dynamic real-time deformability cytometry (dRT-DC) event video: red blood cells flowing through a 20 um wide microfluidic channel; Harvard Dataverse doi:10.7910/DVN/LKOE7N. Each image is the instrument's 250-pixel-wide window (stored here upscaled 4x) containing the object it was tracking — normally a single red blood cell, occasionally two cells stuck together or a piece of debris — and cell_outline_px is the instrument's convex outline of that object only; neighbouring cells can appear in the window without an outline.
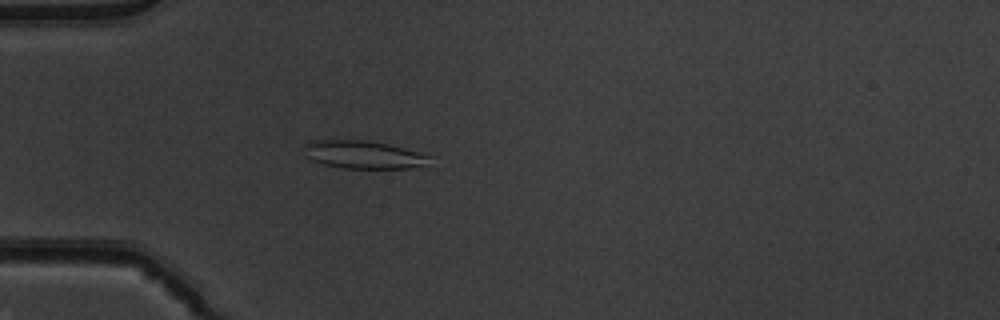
{"species": "common noctule bat (a hibernating species)", "species_latin": "Nyctalus noctula", "temperature_condition": "warm", "stored_images_in_passage": 52, "camera_frame_rate_fps": 3000, "um_per_image_px": 0.085, "animal": {"sex": "male", "body_mass_g": 19.5, "forearm_length_mm": 54.6}, "frame": {"image": 1, "passage_image": 16, "time_ms": 5.0, "image_size_px": [1000, 320], "cell_outline_px": [[436, 156], [424, 164], [412, 168], [344, 168], [324, 164], [312, 160], [304, 156], [304, 144], [308, 140], [364, 140], [388, 144]], "centroid_in_image_um": [30.88, 13.13], "position_along_channel_um": 54.1, "area_um2": 20.58}}
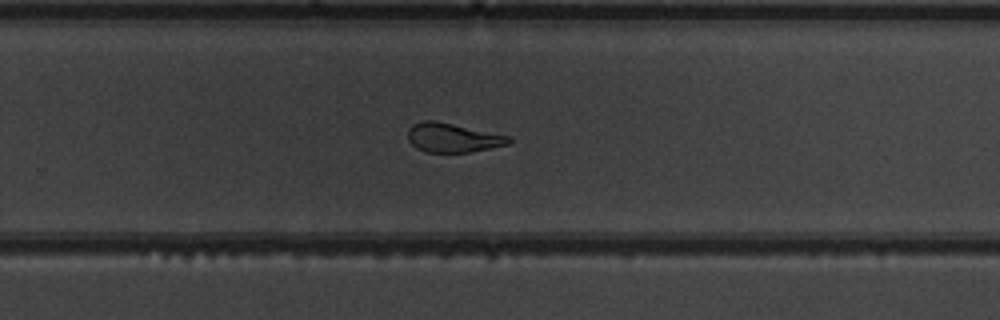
{"frame": {"image": 2, "passage_image": 35, "time_ms": 11.333, "image_size_px": [1000, 320], "cell_outline_px": [[512, 140], [508, 144], [472, 152], [428, 152], [416, 148], [408, 140], [408, 128], [412, 124], [424, 120], [436, 120], [512, 136]], "centroid_in_image_um": [38.5, 11.69], "position_along_channel_um": 291.3, "area_um2": 17.34}}
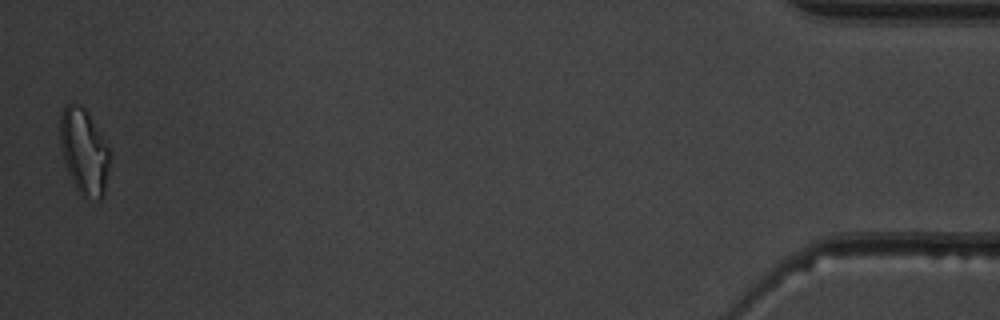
{"frame": {"image": 3, "passage_image": 52, "time_ms": 17.0, "image_size_px": [1000, 320], "cell_outline_px": [[112, 156], [104, 196], [100, 200], [96, 200], [84, 196], [76, 188], [64, 164], [60, 144], [60, 116], [64, 108], [68, 104], [80, 104], [84, 108], [108, 144]], "centroid_in_image_um": [7.18, 12.91], "position_along_channel_um": 428.0, "area_um2": 25.09}, "authors_computed_cell_mechanics": {"area_um2": 20.0277, "velocity_mm_per_s": 3.916, "shape_relaxation_time_tau1_ms": 6.1032, "shape_relaxation_time_tau2_ms": 2.3288, "deformation_change_tau1": 0.1752, "deformation_change_tau2": 0.1022}}